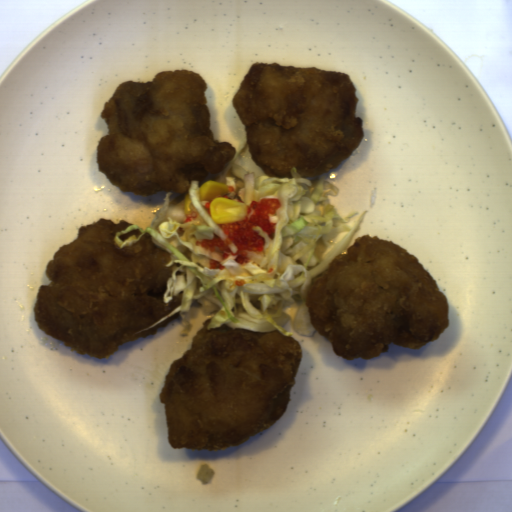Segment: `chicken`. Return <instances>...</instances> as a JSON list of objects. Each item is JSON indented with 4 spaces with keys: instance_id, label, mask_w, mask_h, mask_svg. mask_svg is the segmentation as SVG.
Instances as JSON below:
<instances>
[{
    "instance_id": "1",
    "label": "chicken",
    "mask_w": 512,
    "mask_h": 512,
    "mask_svg": "<svg viewBox=\"0 0 512 512\" xmlns=\"http://www.w3.org/2000/svg\"><path fill=\"white\" fill-rule=\"evenodd\" d=\"M130 225L101 218L81 225L75 240L64 244L46 263L50 280L38 287L33 305L40 330L65 347L90 357L108 359L120 344L157 333L179 311L157 322L183 302L182 290L167 304L171 256L145 233L131 246L120 248L114 238Z\"/></svg>"
},
{
    "instance_id": "2",
    "label": "chicken",
    "mask_w": 512,
    "mask_h": 512,
    "mask_svg": "<svg viewBox=\"0 0 512 512\" xmlns=\"http://www.w3.org/2000/svg\"><path fill=\"white\" fill-rule=\"evenodd\" d=\"M205 320L191 349L170 363L158 395L172 449L216 452L272 427L291 402L303 361L296 338Z\"/></svg>"
},
{
    "instance_id": "3",
    "label": "chicken",
    "mask_w": 512,
    "mask_h": 512,
    "mask_svg": "<svg viewBox=\"0 0 512 512\" xmlns=\"http://www.w3.org/2000/svg\"><path fill=\"white\" fill-rule=\"evenodd\" d=\"M310 323L337 357L372 359L393 343L419 350L450 326L449 303L415 255L364 234L316 277L305 296Z\"/></svg>"
},
{
    "instance_id": "4",
    "label": "chicken",
    "mask_w": 512,
    "mask_h": 512,
    "mask_svg": "<svg viewBox=\"0 0 512 512\" xmlns=\"http://www.w3.org/2000/svg\"><path fill=\"white\" fill-rule=\"evenodd\" d=\"M207 88L204 77L190 69L120 84L100 114L108 135L96 147L98 171L121 192L146 197L184 194L191 180L224 171L237 149L215 139Z\"/></svg>"
},
{
    "instance_id": "5",
    "label": "chicken",
    "mask_w": 512,
    "mask_h": 512,
    "mask_svg": "<svg viewBox=\"0 0 512 512\" xmlns=\"http://www.w3.org/2000/svg\"><path fill=\"white\" fill-rule=\"evenodd\" d=\"M232 104L249 154L266 176L318 177L343 164L363 141L357 87L349 73L254 62Z\"/></svg>"
},
{
    "instance_id": "6",
    "label": "chicken",
    "mask_w": 512,
    "mask_h": 512,
    "mask_svg": "<svg viewBox=\"0 0 512 512\" xmlns=\"http://www.w3.org/2000/svg\"><path fill=\"white\" fill-rule=\"evenodd\" d=\"M140 233H141V229L134 228L132 231H130L124 235L118 236V238H119V240H121L123 242L125 240L130 239L131 236H135L137 238L140 235Z\"/></svg>"
}]
</instances>
